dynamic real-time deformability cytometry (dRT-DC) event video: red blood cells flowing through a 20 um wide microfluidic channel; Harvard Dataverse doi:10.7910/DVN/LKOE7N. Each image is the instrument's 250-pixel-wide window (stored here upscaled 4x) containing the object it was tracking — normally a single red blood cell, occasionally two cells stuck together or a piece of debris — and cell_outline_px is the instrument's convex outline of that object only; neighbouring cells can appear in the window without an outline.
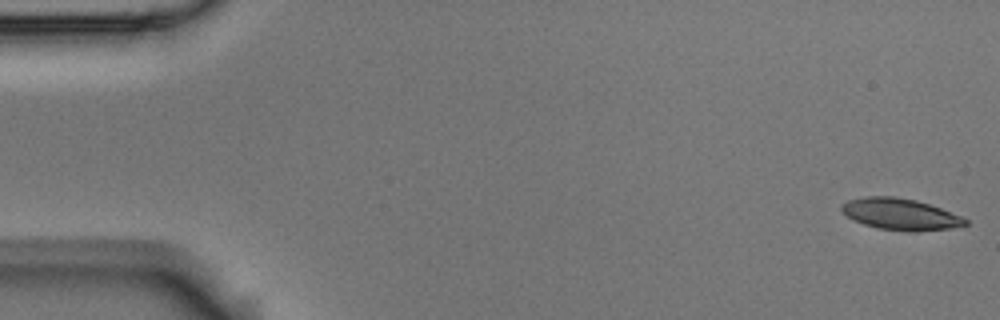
{"species": "Egyptian fruit bat (a non-hibernating species)", "species_latin": "Rousettus aegyptiacus", "temperature_condition": "room temperature", "stored_images_in_passage": 55, "camera_frame_rate_fps": 3000, "um_per_image_px": 0.085, "animal": {"sex": "male"}, "frame": {"image": 1, "passage_image": 1, "time_ms": 0.0, "image_size_px": [1000, 320], "cell_outline_px": [[968, 224], [948, 228], [880, 228], [864, 224], [852, 220], [840, 208], [840, 204], [848, 200], [864, 196], [892, 196], [916, 200], [940, 208], [960, 216], [968, 220]], "centroid_in_image_um": [76.43, 18.13], "position_along_channel_um": 8.6, "area_um2": 21.44}}
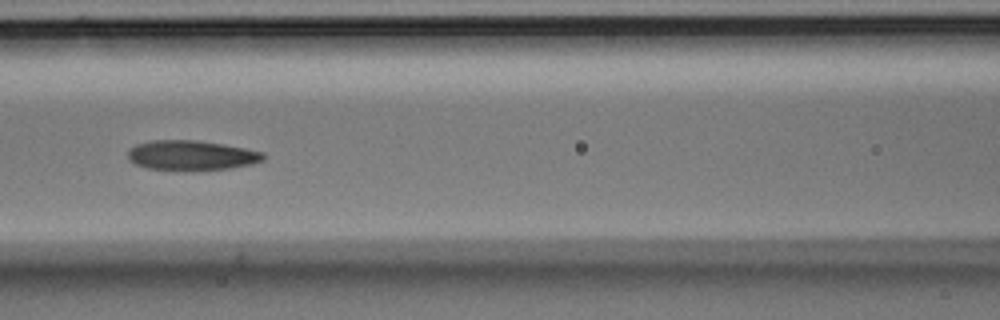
{"frame": {"image": 2, "passage_image": 24, "time_ms": 7.667, "image_size_px": [1000, 320], "cell_outline_px": [[264, 160], [252, 164], [228, 168], [192, 172], [148, 168], [136, 164], [128, 160], [128, 148], [136, 144], [152, 140], [196, 140], [224, 144], [264, 152]], "centroid_in_image_um": [16.25, 13.22], "position_along_channel_um": 150.4, "area_um2": 23.99}}
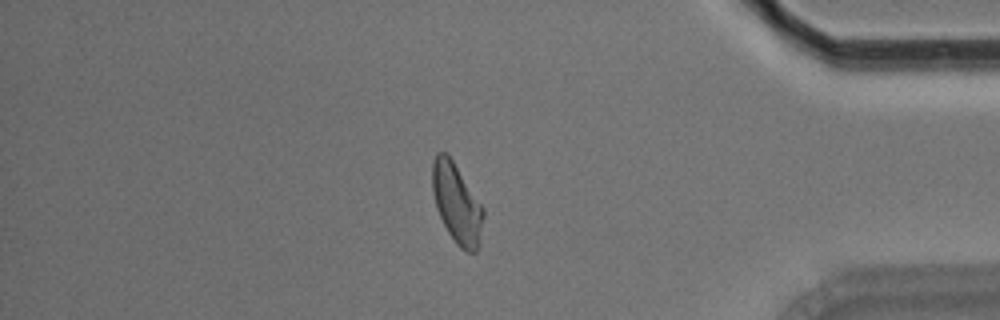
{"frame": {"image": 3, "passage_image": 47, "time_ms": 15.333, "image_size_px": [1000, 320], "cell_outline_px": [[484, 216], [480, 244], [476, 252], [468, 252], [460, 248], [456, 244], [448, 232], [436, 208], [432, 192], [432, 160], [436, 152], [444, 152], [452, 160], [484, 208]], "centroid_in_image_um": [38.83, 17.31], "position_along_channel_um": 396.4, "area_um2": 23.7}, "authors_computed_cell_mechanics": {"area_um2": 23.2934, "velocity_mm_per_s": 3.6158, "shape_relaxation_time_tau1_ms": 3.85, "shape_relaxation_time_tau2_ms": 3.4134, "deformation_change_tau1": 0.1649, "deformation_change_tau2": 0.1189}}